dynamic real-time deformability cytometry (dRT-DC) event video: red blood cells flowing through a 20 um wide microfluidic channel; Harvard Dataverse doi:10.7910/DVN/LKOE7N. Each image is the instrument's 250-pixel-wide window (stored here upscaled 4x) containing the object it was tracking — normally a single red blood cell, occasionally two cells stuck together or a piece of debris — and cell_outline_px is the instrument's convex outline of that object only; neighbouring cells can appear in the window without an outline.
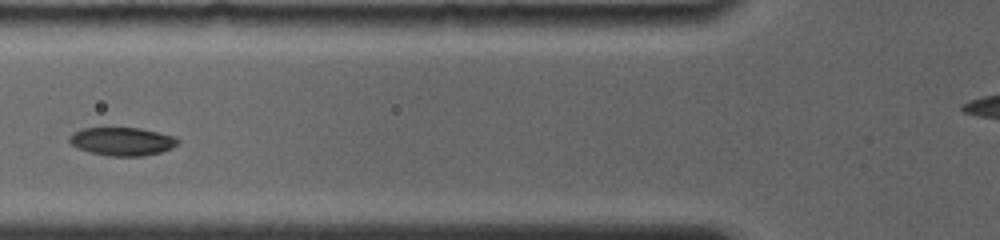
{"species": "common noctule bat (a hibernating species)", "species_latin": "Nyctalus noctula", "temperature_condition": "room temperature", "stored_images_in_passage": 10, "camera_frame_rate_fps": 4000, "um_per_image_px": 0.085, "animal": {"sex": "female", "body_mass_g": 19.0, "forearm_length_mm": 56.7}, "frame": {"image": 1, "passage_image": 5, "time_ms": 4.25, "image_size_px": [1000, 240], "cell_outline_px": [[180, 140], [172, 148], [160, 152], [144, 156], [108, 156], [88, 152], [76, 148], [68, 140], [68, 136], [72, 132], [84, 128], [140, 128], [176, 136]], "centroid_in_image_um": [10.36, 12.02], "position_along_channel_um": 115.4, "area_um2": 18.03}}
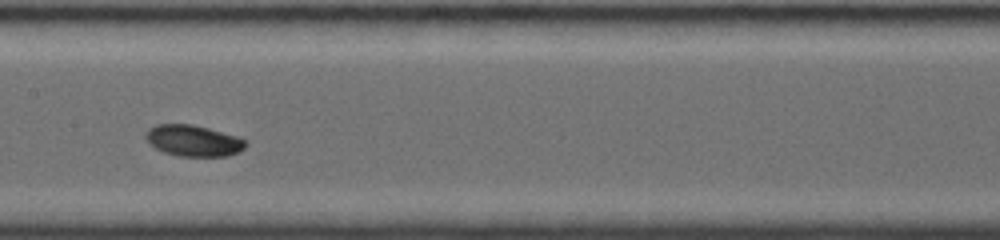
{"frame": {"image": 2, "passage_image": 7, "time_ms": 6.25, "image_size_px": [1000, 240], "cell_outline_px": [[248, 144], [240, 152], [228, 156], [180, 156], [164, 152], [156, 148], [144, 136], [148, 128], [156, 124], [192, 124], [208, 128], [236, 136], [248, 140]], "centroid_in_image_um": [16.47, 11.95], "position_along_channel_um": 190.9, "area_um2": 18.21}}
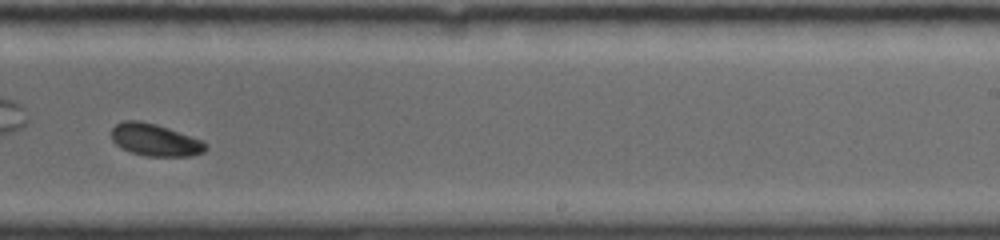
{"frame": {"image": 3, "passage_image": 9, "time_ms": 8.5, "image_size_px": [1000, 240], "cell_outline_px": [[208, 148], [204, 152], [192, 156], [144, 156], [120, 148], [112, 140], [112, 128], [116, 124], [124, 120], [140, 120], [156, 124], [204, 140], [208, 144]], "centroid_in_image_um": [13.21, 11.89], "position_along_channel_um": 275.8, "area_um2": 17.92}}